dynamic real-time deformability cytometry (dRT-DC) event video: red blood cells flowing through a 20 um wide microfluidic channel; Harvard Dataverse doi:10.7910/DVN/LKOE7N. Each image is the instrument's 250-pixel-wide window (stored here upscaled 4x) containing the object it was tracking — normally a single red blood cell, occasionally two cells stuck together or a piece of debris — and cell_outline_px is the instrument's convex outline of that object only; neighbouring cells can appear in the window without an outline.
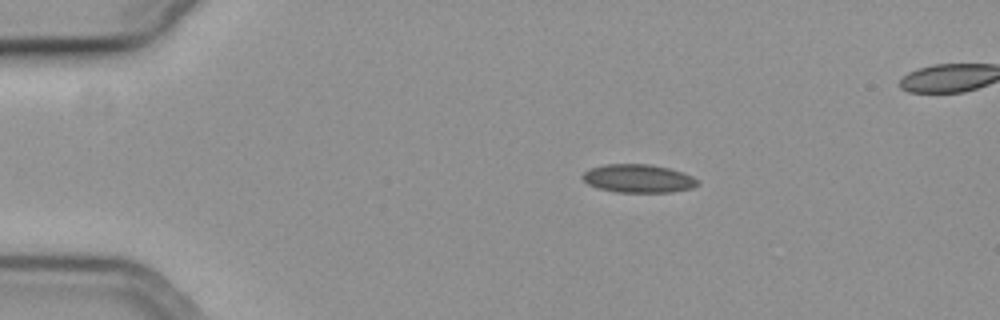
{"species": "common noctule bat (a hibernating species)", "species_latin": "Nyctalus noctula", "temperature_condition": "cold", "stored_images_in_passage": 55, "camera_frame_rate_fps": 3000, "um_per_image_px": 0.085, "animal": {"sex": "female", "body_mass_g": 19.3, "forearm_length_mm": 54.1}, "frame": {"image": 1, "passage_image": 11, "time_ms": 3.333, "image_size_px": [1000, 320], "cell_outline_px": [[700, 184], [692, 188], [672, 192], [616, 192], [596, 188], [588, 184], [580, 176], [588, 168], [604, 164], [652, 164], [668, 168], [692, 176], [700, 180]], "centroid_in_image_um": [54.23, 15.17], "position_along_channel_um": 30.8, "area_um2": 19.19}}
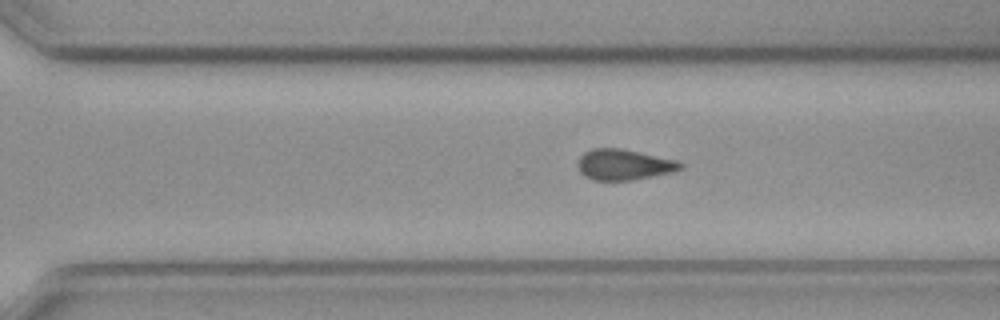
{"frame": {"image": 2, "passage_image": 39, "time_ms": 12.667, "image_size_px": [1000, 320], "cell_outline_px": [[684, 168], [672, 172], [632, 180], [592, 180], [584, 176], [580, 172], [576, 164], [580, 156], [584, 152], [592, 148], [620, 148], [680, 160], [684, 164]], "centroid_in_image_um": [53.04, 13.99], "position_along_channel_um": 317.6, "area_um2": 18.67}}
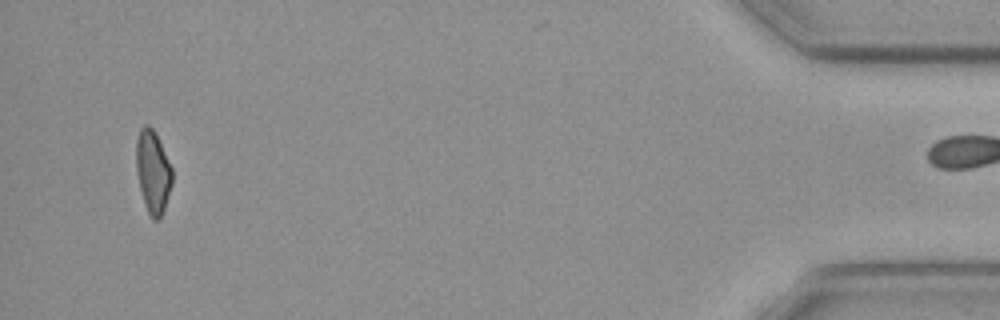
{"frame": {"image": 3, "passage_image": 54, "time_ms": 17.667, "image_size_px": [1000, 320], "cell_outline_px": [[172, 184], [160, 220], [152, 220], [148, 212], [140, 188], [136, 168], [136, 140], [140, 128], [144, 124], [148, 124], [152, 128], [172, 168]], "centroid_in_image_um": [12.99, 14.6], "position_along_channel_um": 422.2, "area_um2": 17.05}}